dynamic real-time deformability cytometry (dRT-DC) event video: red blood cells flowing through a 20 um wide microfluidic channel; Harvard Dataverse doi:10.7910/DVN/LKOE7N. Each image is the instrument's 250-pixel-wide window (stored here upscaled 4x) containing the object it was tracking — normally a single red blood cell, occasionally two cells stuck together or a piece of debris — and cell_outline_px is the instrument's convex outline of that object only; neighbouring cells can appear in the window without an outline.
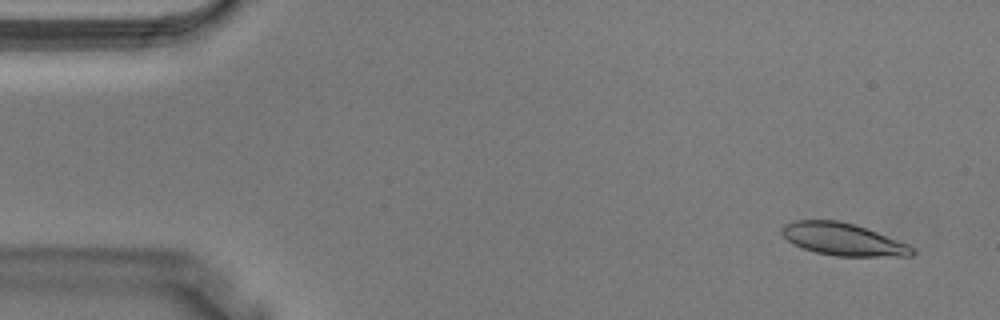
{"species": "Egyptian fruit bat (a non-hibernating species)", "species_latin": "Rousettus aegyptiacus", "temperature_condition": "warm", "stored_images_in_passage": 3, "camera_frame_rate_fps": 3000, "um_per_image_px": 0.085, "animal": {"sex": "male"}, "frame": {"image": 1, "passage_image": 1, "time_ms": 0.0, "image_size_px": [1000, 320], "cell_outline_px": [[916, 252], [912, 256], [836, 256], [816, 252], [792, 244], [780, 232], [780, 228], [784, 224], [796, 220], [836, 220], [852, 224], [876, 232], [908, 244], [916, 248]], "centroid_in_image_um": [71.65, 20.35], "position_along_channel_um": 13.4, "area_um2": 24.45}}